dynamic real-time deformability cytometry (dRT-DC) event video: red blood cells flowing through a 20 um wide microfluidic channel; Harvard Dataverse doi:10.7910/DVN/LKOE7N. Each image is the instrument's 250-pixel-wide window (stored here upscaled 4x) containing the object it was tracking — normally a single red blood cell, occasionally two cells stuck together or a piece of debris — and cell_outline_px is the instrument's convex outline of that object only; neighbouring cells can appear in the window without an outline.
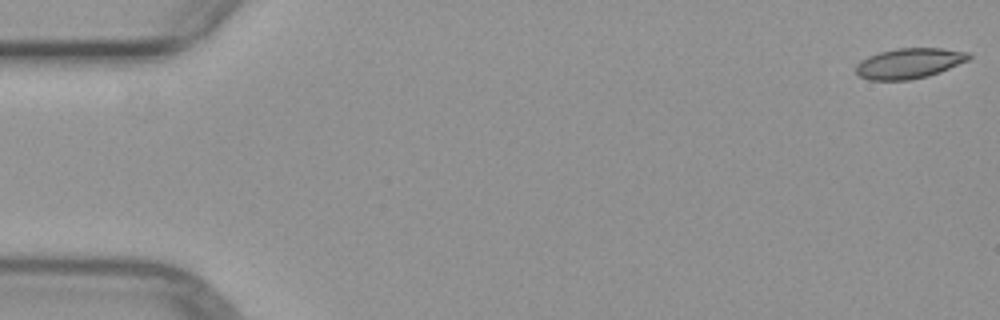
{"species": "common noctule bat (a hibernating species)", "species_latin": "Nyctalus noctula", "temperature_condition": "warm", "stored_images_in_passage": 51, "camera_frame_rate_fps": 3000, "um_per_image_px": 0.085, "animal": {"sex": "female", "body_mass_g": 29.2, "forearm_length_mm": 56.3}, "frame": {"image": 1, "passage_image": 1, "time_ms": 0.0, "image_size_px": [1000, 320], "cell_outline_px": [[972, 56], [968, 60], [940, 72], [928, 76], [908, 80], [868, 80], [860, 76], [856, 72], [856, 64], [860, 60], [868, 56], [880, 52], [896, 48], [940, 48], [968, 52]], "centroid_in_image_um": [77.26, 5.38], "position_along_channel_um": 7.7, "area_um2": 19.94}}
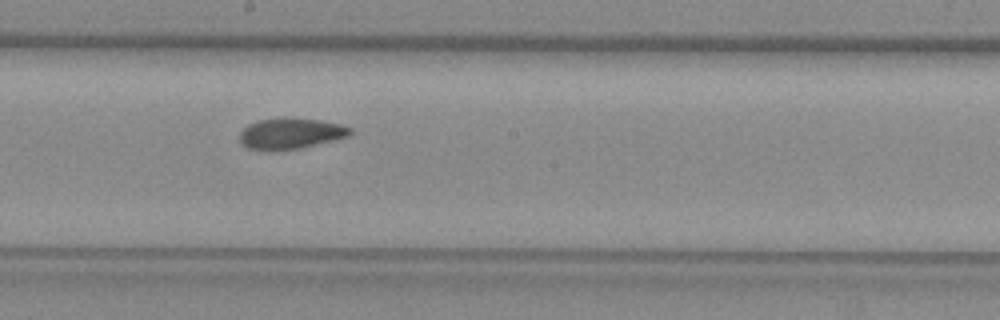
{"frame": {"image": 2, "passage_image": 28, "time_ms": 9.0, "image_size_px": [1000, 320], "cell_outline_px": [[352, 132], [348, 136], [332, 140], [296, 148], [248, 148], [240, 140], [240, 132], [248, 124], [256, 120], [288, 116], [292, 116], [320, 120], [340, 124], [352, 128]], "centroid_in_image_um": [24.72, 11.27], "position_along_channel_um": 223.5, "area_um2": 19.42}}
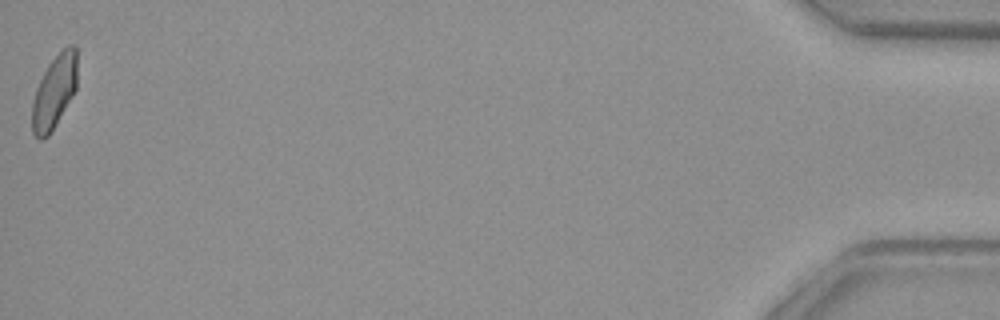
{"frame": {"image": 3, "passage_image": 51, "time_ms": 16.667, "image_size_px": [1000, 320], "cell_outline_px": [[76, 88], [72, 96], [48, 136], [40, 140], [32, 132], [32, 104], [36, 88], [48, 64], [68, 44], [72, 44], [76, 48]], "centroid_in_image_um": [4.6, 7.8], "position_along_channel_um": 430.6, "area_um2": 18.84}}